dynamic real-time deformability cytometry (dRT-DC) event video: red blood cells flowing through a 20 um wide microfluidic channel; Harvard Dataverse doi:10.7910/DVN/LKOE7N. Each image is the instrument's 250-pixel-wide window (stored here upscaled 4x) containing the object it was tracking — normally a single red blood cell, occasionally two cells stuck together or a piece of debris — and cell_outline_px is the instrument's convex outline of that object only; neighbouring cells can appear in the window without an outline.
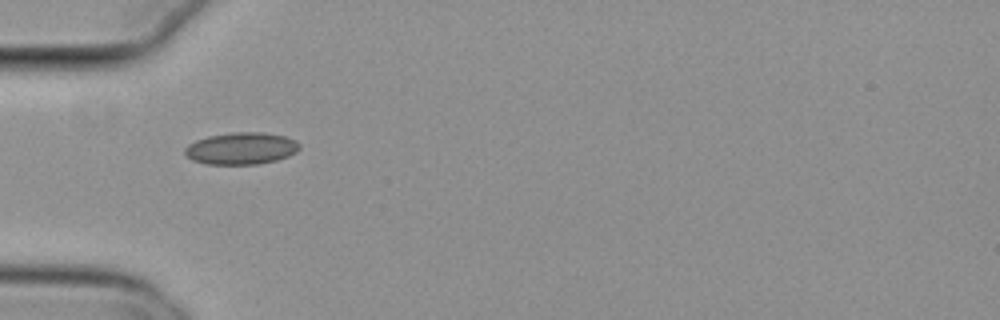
{"species": "common noctule bat (a hibernating species)", "species_latin": "Nyctalus noctula", "temperature_condition": "cold", "stored_images_in_passage": 23, "camera_frame_rate_fps": 3000, "um_per_image_px": 0.085, "animal": {"sex": "female", "body_mass_g": 29.2, "forearm_length_mm": 56.3}, "frame": {"image": 1, "passage_image": 1, "time_ms": 0.0, "image_size_px": [1000, 320], "cell_outline_px": [[300, 148], [296, 152], [288, 156], [276, 160], [260, 164], [208, 164], [192, 160], [184, 152], [184, 148], [188, 144], [196, 140], [208, 136], [232, 132], [264, 132], [284, 136], [296, 140], [300, 144]], "centroid_in_image_um": [20.52, 12.61], "position_along_channel_um": 64.5, "area_um2": 21.44}}
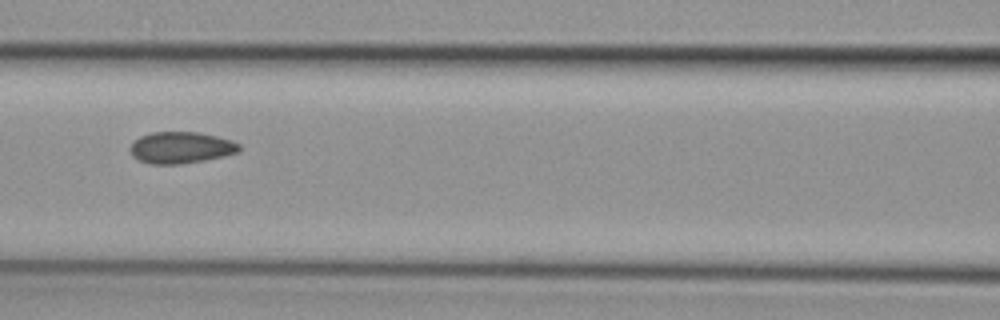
{"frame": {"image": 2, "passage_image": 8, "time_ms": 2.333, "image_size_px": [1000, 320], "cell_outline_px": [[240, 148], [236, 152], [224, 156], [204, 160], [180, 164], [152, 164], [140, 160], [132, 156], [128, 148], [140, 136], [152, 132], [200, 132], [232, 140], [240, 144]], "centroid_in_image_um": [15.37, 12.54], "position_along_channel_um": 151.2, "area_um2": 20.0}}
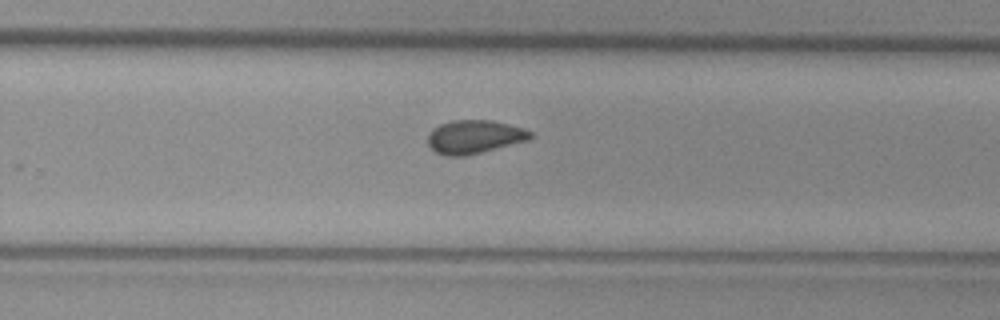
{"frame": {"image": 3, "passage_image": 19, "time_ms": 6.0, "image_size_px": [1000, 320], "cell_outline_px": [[532, 136], [528, 140], [464, 156], [444, 156], [436, 152], [428, 144], [428, 136], [432, 128], [440, 124], [452, 120], [492, 120], [524, 128], [532, 132]], "centroid_in_image_um": [40.3, 11.62], "position_along_channel_um": 289.5, "area_um2": 19.88}}